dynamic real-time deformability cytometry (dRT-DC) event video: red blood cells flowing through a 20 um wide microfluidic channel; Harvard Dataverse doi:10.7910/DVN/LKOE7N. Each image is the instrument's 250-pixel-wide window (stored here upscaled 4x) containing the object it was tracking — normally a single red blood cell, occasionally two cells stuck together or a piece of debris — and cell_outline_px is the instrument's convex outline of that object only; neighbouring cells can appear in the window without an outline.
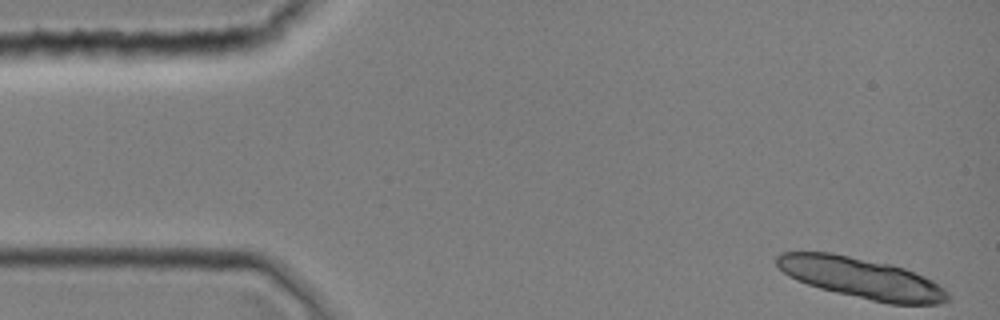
{"species": "common noctule bat (a hibernating species)", "species_latin": "Nyctalus noctula", "temperature_condition": "room temperature", "stored_images_in_passage": 11, "camera_frame_rate_fps": 3000, "um_per_image_px": 0.085, "animal": {"sex": "female", "body_mass_g": 19.0, "forearm_length_mm": 51.5}, "frame": {"image": 1, "passage_image": 1, "time_ms": 0.0, "image_size_px": [1000, 320], "cell_outline_px": [[948, 300], [940, 304], [888, 304], [836, 292], [820, 288], [796, 280], [788, 276], [776, 264], [776, 256], [780, 252], [832, 252], [892, 264], [904, 268], [924, 276], [932, 280], [944, 288], [948, 292]], "centroid_in_image_um": [73.22, 23.63], "position_along_channel_um": 11.8, "area_um2": 40.58}}